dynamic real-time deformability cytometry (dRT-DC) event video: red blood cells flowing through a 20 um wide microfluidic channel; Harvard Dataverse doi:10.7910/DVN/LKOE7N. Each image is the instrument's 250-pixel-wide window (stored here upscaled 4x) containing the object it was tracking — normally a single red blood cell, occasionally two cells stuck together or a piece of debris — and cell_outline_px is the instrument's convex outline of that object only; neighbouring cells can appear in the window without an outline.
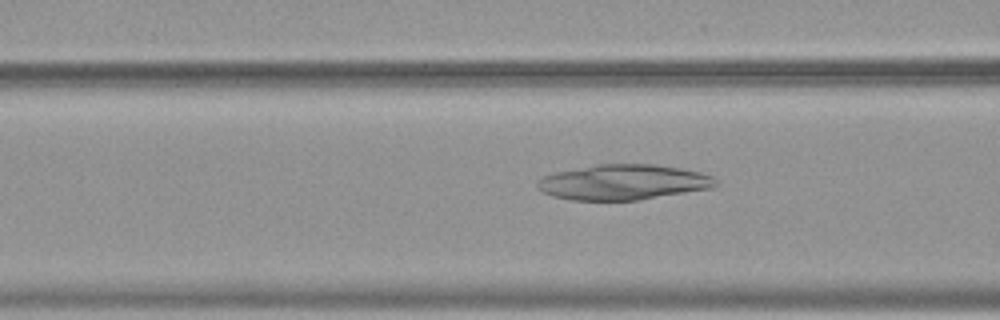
{"species": "common noctule bat (a hibernating species)", "species_latin": "Nyctalus noctula", "temperature_condition": "warm", "stored_images_in_passage": 48, "camera_frame_rate_fps": 3000, "um_per_image_px": 0.085, "animal": {"sex": "female", "body_mass_g": 19.9}, "frame": {"image": 1, "passage_image": 16, "time_ms": 5.0, "image_size_px": [1000, 320], "cell_outline_px": [[716, 184], [712, 188], [640, 200], [572, 200], [552, 196], [536, 188], [536, 180], [544, 176], [556, 172], [596, 164], [656, 164], [680, 168], [700, 172], [712, 176], [716, 180]], "centroid_in_image_um": [52.96, 15.49], "position_along_channel_um": 113.6, "area_um2": 36.76}}
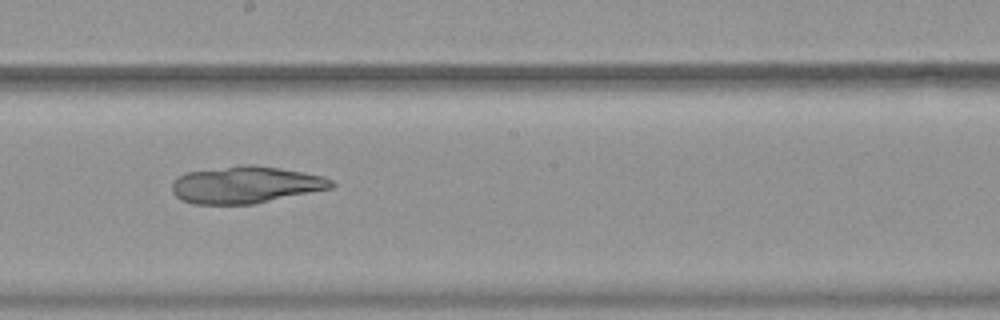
{"frame": {"image": 2, "passage_image": 25, "time_ms": 8.0, "image_size_px": [1000, 320], "cell_outline_px": [[336, 184], [332, 188], [252, 204], [192, 204], [180, 200], [172, 192], [172, 184], [180, 176], [188, 172], [244, 164], [252, 164], [280, 168], [320, 176], [332, 180]], "centroid_in_image_um": [20.86, 15.71], "position_along_channel_um": 227.3, "area_um2": 34.04}}
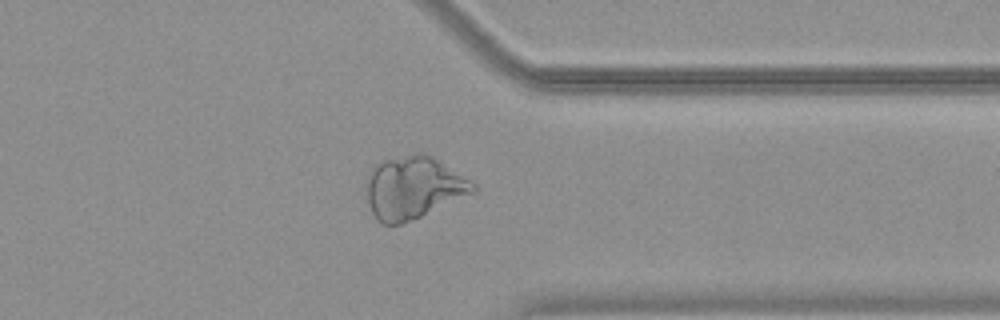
{"frame": {"image": 3, "passage_image": 37, "time_ms": 12.0, "image_size_px": [1000, 320], "cell_outline_px": [[476, 192], [420, 216], [400, 224], [380, 224], [376, 220], [368, 204], [364, 188], [364, 184], [368, 172], [372, 164], [384, 160], [416, 152], [420, 152], [432, 156], [476, 184]], "centroid_in_image_um": [35.07, 15.93], "position_along_channel_um": 376.3, "area_um2": 39.13}}